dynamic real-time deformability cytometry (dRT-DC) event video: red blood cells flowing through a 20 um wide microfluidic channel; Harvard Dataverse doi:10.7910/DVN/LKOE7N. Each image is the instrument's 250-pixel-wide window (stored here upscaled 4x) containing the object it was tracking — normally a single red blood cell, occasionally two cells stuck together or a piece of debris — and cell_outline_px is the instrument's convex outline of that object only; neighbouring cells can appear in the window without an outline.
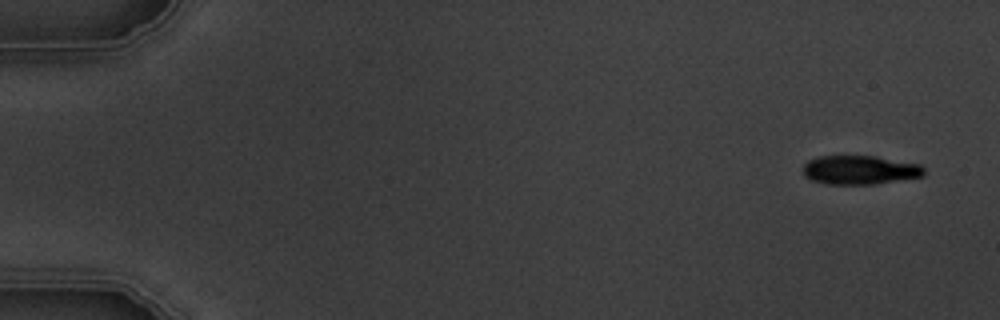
{"species": "common noctule bat (a hibernating species)", "species_latin": "Nyctalus noctula", "temperature_condition": "warm", "stored_images_in_passage": 7, "segment_of_instrument_passage": [1, 2], "camera_frame_rate_fps": 3000, "um_per_image_px": 0.085, "animal": {"sex": "male", "body_mass_g": 19.5, "forearm_length_mm": 54.6}, "frame": {"image": 1, "passage_image": 1, "time_ms": 0.0, "image_size_px": [1000, 320], "cell_outline_px": [[924, 176], [872, 184], [824, 184], [812, 180], [804, 176], [804, 164], [808, 160], [816, 156], [876, 156], [920, 164], [924, 168]], "centroid_in_image_um": [73.07, 14.44], "position_along_channel_um": 11.9, "area_um2": 20.4}}
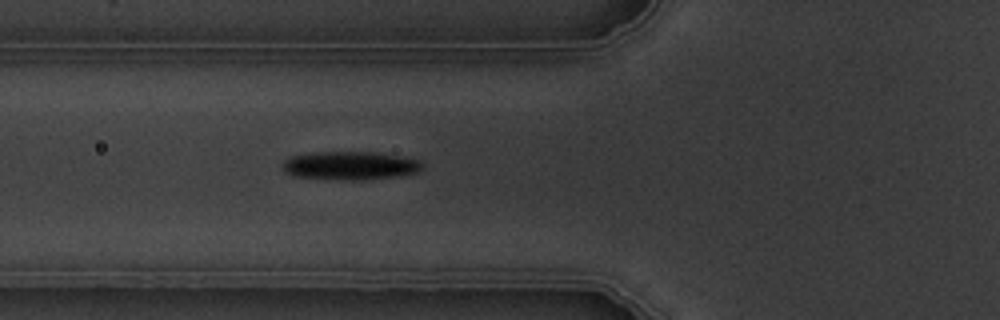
{"frame": {"image": 2, "passage_image": 6, "time_ms": 6.0, "image_size_px": [1000, 320], "cell_outline_px": [[424, 168], [420, 172], [392, 176], [360, 180], [348, 180], [292, 176], [284, 172], [280, 164], [288, 156], [320, 152], [372, 152], [396, 156], [416, 160], [424, 164]], "centroid_in_image_um": [29.68, 14.08], "position_along_channel_um": 96.1, "area_um2": 22.95}}